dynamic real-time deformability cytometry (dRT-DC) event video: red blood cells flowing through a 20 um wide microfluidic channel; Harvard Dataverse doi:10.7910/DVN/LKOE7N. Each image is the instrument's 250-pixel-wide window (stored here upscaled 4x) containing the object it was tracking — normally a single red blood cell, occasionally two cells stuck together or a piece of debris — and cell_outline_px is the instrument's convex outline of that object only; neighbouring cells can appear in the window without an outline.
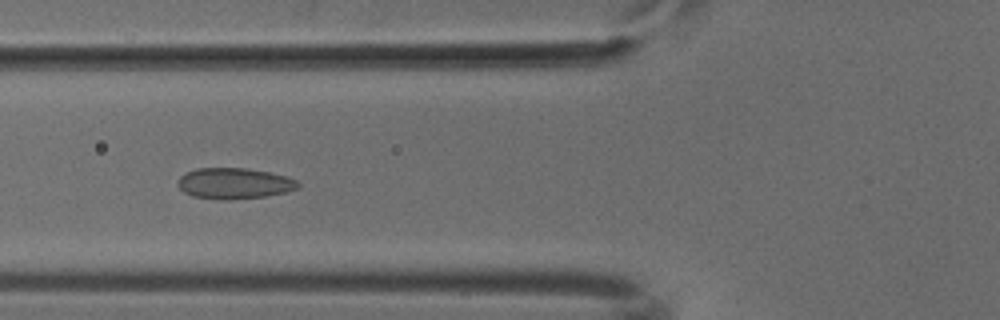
{"species": "common noctule bat (a hibernating species)", "species_latin": "Nyctalus noctula", "temperature_condition": "cold", "stored_images_in_passage": 24, "camera_frame_rate_fps": 3000, "um_per_image_px": 0.085, "animal": {"sex": "male", "body_mass_g": 18.8}, "frame": {"image": 1, "passage_image": 6, "time_ms": 1.667, "image_size_px": [1000, 320], "cell_outline_px": [[300, 188], [288, 192], [264, 196], [228, 200], [224, 200], [192, 196], [184, 192], [176, 184], [180, 176], [184, 172], [196, 168], [248, 168], [288, 176], [296, 180], [300, 184]], "centroid_in_image_um": [19.91, 15.58], "position_along_channel_um": 105.9, "area_um2": 21.91}}
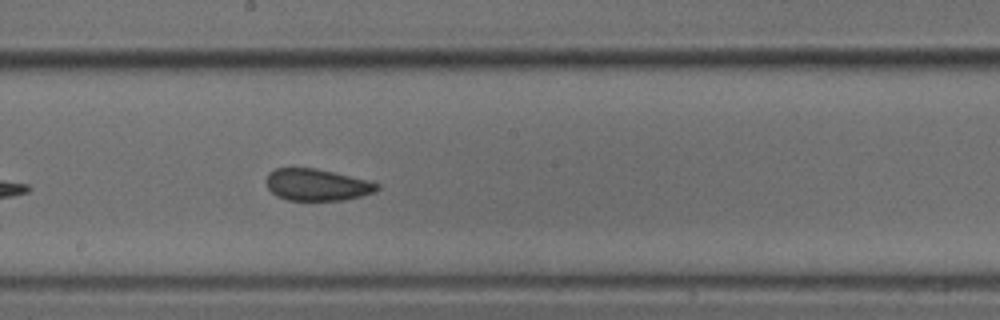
{"frame": {"image": 2, "passage_image": 15, "time_ms": 4.667, "image_size_px": [1000, 320], "cell_outline_px": [[380, 188], [376, 192], [344, 200], [288, 200], [276, 196], [268, 188], [268, 172], [276, 168], [316, 168], [380, 184]], "centroid_in_image_um": [26.94, 15.71], "position_along_channel_um": 221.3, "area_um2": 20.23}}
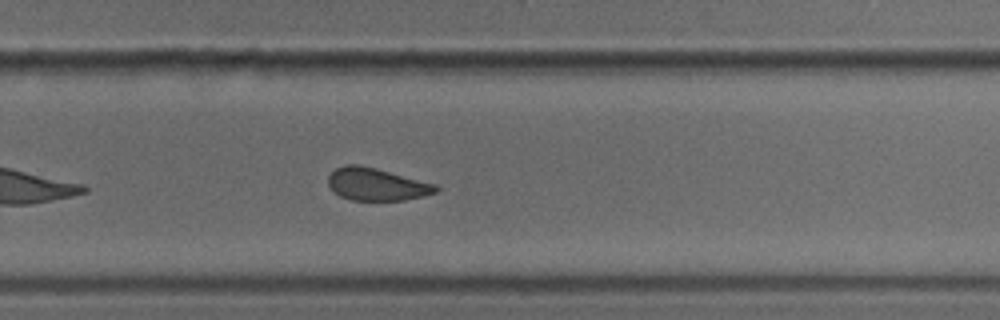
{"frame": {"image": 3, "passage_image": 21, "time_ms": 6.667, "image_size_px": [1000, 320], "cell_outline_px": [[440, 188], [436, 192], [424, 196], [404, 200], [352, 200], [340, 196], [328, 184], [328, 176], [336, 168], [344, 164], [360, 164], [376, 168], [436, 184]], "centroid_in_image_um": [32.02, 15.66], "position_along_channel_um": 297.8, "area_um2": 20.35}}